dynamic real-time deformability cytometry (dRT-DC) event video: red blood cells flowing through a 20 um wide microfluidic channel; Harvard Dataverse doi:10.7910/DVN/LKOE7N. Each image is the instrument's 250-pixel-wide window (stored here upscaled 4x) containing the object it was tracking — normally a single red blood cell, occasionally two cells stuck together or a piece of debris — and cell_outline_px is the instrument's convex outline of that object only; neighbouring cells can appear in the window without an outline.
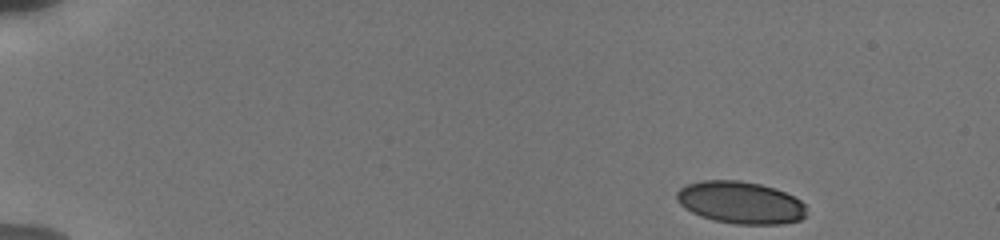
{"species": "human", "species_latin": "Homo sapiens", "temperature_condition": "cold", "stored_images_in_passage": 16, "camera_frame_rate_fps": 3000, "um_per_image_px": 0.085, "donor": {"sex": "male"}, "frame": {"image": 1, "passage_image": 1, "time_ms": 0.0, "image_size_px": [1000, 240], "cell_outline_px": [[804, 216], [800, 220], [784, 224], [736, 224], [716, 220], [700, 216], [684, 208], [676, 200], [676, 192], [680, 188], [688, 184], [704, 180], [740, 180], [760, 184], [776, 188], [800, 200], [804, 204]], "centroid_in_image_um": [62.92, 17.21], "position_along_channel_um": 22.1, "area_um2": 31.85}}
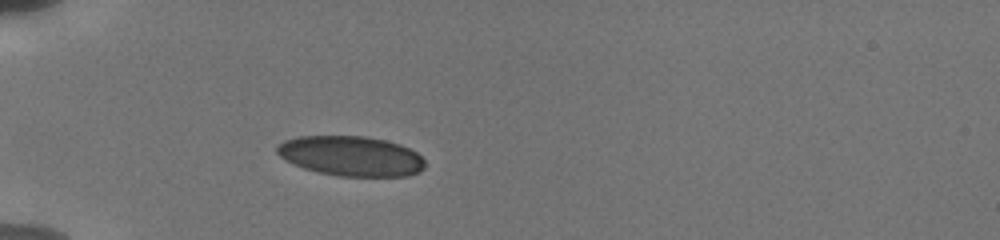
{"frame": {"image": 2, "passage_image": 10, "time_ms": 3.667, "image_size_px": [1000, 240], "cell_outline_px": [[424, 168], [420, 172], [408, 176], [340, 176], [320, 172], [304, 168], [292, 164], [280, 156], [276, 152], [276, 144], [284, 140], [296, 136], [364, 136], [384, 140], [400, 144], [416, 152], [424, 160]], "centroid_in_image_um": [29.81, 13.26], "position_along_channel_um": 55.2, "area_um2": 34.51}}
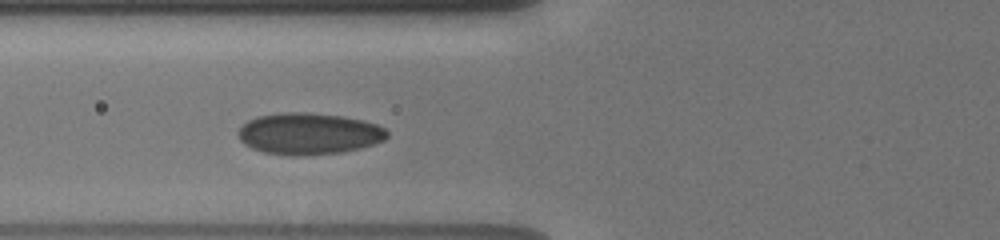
{"frame": {"image": 3, "passage_image": 14, "time_ms": 5.333, "image_size_px": [1000, 240], "cell_outline_px": [[388, 136], [384, 140], [360, 148], [340, 152], [308, 156], [288, 156], [264, 152], [252, 148], [244, 144], [240, 140], [240, 128], [248, 120], [256, 116], [280, 112], [308, 112], [340, 116], [364, 120], [376, 124], [384, 128], [388, 132]], "centroid_in_image_um": [26.25, 11.36], "position_along_channel_um": 99.6, "area_um2": 36.18}}